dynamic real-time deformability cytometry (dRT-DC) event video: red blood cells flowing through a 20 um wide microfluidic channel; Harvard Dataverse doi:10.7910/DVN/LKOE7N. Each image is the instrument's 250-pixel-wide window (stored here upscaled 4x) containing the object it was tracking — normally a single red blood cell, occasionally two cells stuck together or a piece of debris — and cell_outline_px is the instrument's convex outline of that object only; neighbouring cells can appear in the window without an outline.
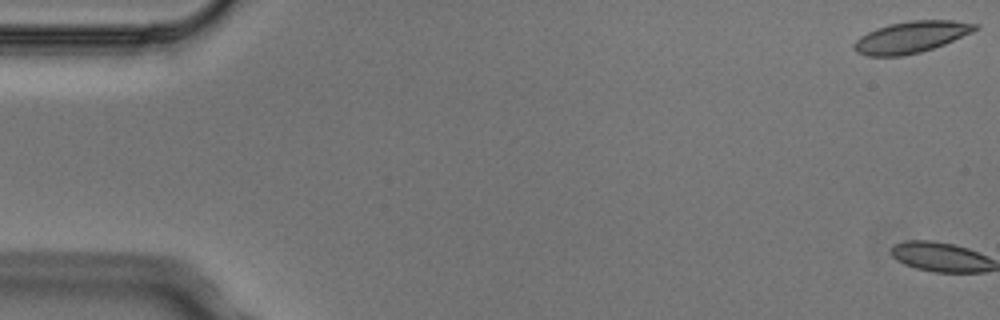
{"species": "Egyptian fruit bat (a non-hibernating species)", "species_latin": "Rousettus aegyptiacus", "temperature_condition": "cold", "stored_images_in_passage": 8, "camera_frame_rate_fps": 3000, "um_per_image_px": 0.085, "animal": {"sex": "male"}, "frame": {"image": 1, "passage_image": 1, "time_ms": 0.0, "image_size_px": [1000, 320], "cell_outline_px": [[980, 28], [972, 32], [944, 44], [920, 52], [900, 56], [868, 56], [856, 52], [852, 48], [852, 44], [860, 36], [876, 28], [888, 24], [908, 20], [952, 20], [980, 24]], "centroid_in_image_um": [77.43, 3.14], "position_along_channel_um": 7.6, "area_um2": 22.37}}
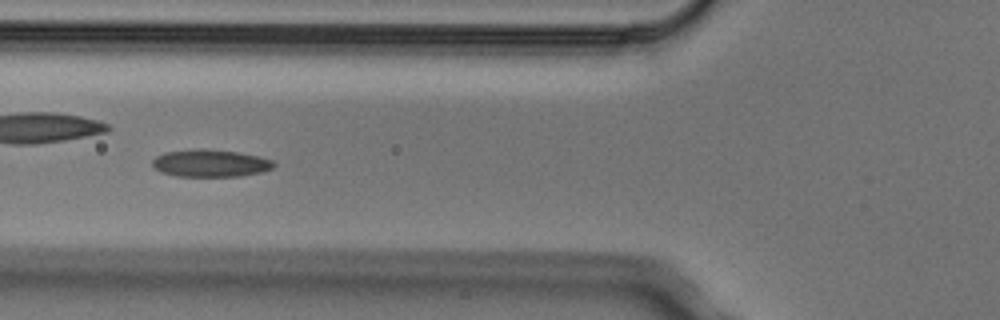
{"frame": {"image": 2, "passage_image": 6, "time_ms": 1.667, "image_size_px": [1000, 320], "cell_outline_px": [[276, 164], [272, 168], [260, 172], [240, 176], [176, 176], [160, 172], [152, 164], [152, 160], [156, 156], [164, 152], [196, 148], [200, 148], [236, 152], [260, 156], [272, 160]], "centroid_in_image_um": [17.86, 13.86], "position_along_channel_um": 107.9, "area_um2": 19.36}}
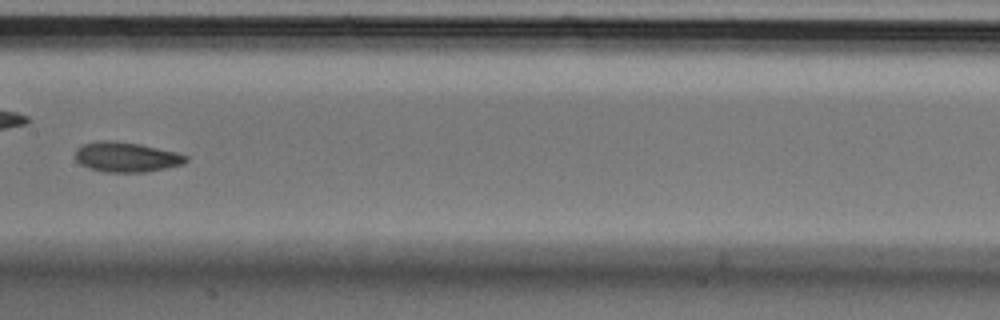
{"frame": {"image": 3, "passage_image": 8, "time_ms": 2.333, "image_size_px": [1000, 320], "cell_outline_px": [[188, 160], [184, 164], [144, 172], [104, 172], [88, 168], [80, 164], [76, 160], [76, 148], [80, 144], [104, 140], [116, 140], [140, 144], [176, 152], [188, 156]], "centroid_in_image_um": [10.71, 13.34], "position_along_channel_um": 196.7, "area_um2": 19.42}}